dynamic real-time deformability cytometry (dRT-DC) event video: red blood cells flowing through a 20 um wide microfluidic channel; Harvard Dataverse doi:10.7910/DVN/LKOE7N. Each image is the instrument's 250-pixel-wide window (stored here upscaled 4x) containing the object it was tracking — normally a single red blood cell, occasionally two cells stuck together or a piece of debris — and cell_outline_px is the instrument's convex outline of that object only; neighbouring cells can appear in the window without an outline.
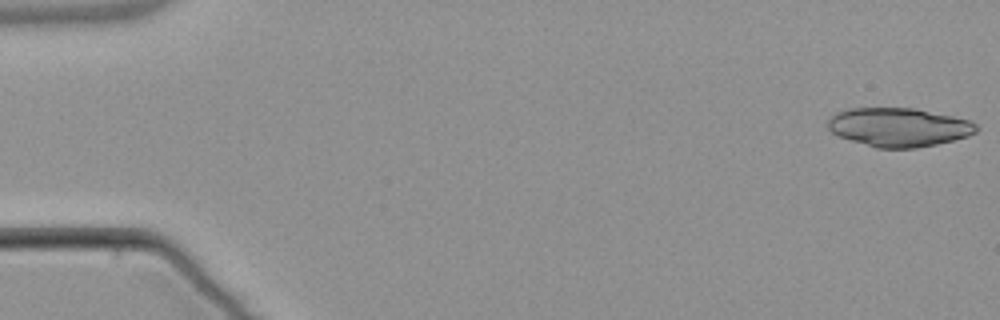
{"species": "common noctule bat (a hibernating species)", "species_latin": "Nyctalus noctula", "temperature_condition": "warm", "stored_images_in_passage": 5, "camera_frame_rate_fps": 3000, "um_per_image_px": 0.085, "animal": {"sex": "male", "body_mass_g": 21.5, "forearm_length_mm": 52.0}, "frame": {"image": 1, "passage_image": 1, "time_ms": 0.0, "image_size_px": [1000, 320], "cell_outline_px": [[980, 128], [976, 132], [968, 136], [936, 144], [916, 148], [876, 148], [840, 136], [832, 132], [828, 128], [828, 120], [836, 112], [844, 108], [916, 108], [972, 120]], "centroid_in_image_um": [76.42, 10.8], "position_along_channel_um": 8.6, "area_um2": 33.64}}